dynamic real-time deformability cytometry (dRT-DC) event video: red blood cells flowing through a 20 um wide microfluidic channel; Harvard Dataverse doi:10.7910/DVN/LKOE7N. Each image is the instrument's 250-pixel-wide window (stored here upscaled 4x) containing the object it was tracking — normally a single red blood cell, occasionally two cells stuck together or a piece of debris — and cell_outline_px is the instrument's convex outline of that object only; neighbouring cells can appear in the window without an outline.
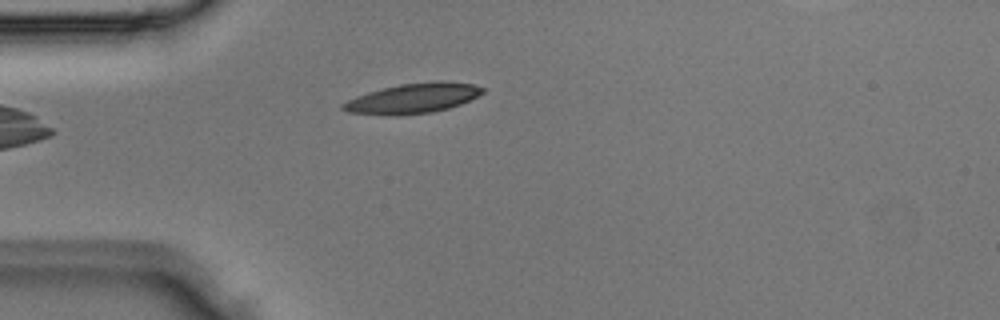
{"species": "Egyptian fruit bat (a non-hibernating species)", "species_latin": "Rousettus aegyptiacus", "temperature_condition": "room temperature", "stored_images_in_passage": 3, "camera_frame_rate_fps": 3000, "um_per_image_px": 0.085, "animal": {"sex": "male"}, "frame": {"image": 1, "passage_image": 3, "time_ms": 0.667, "image_size_px": [1000, 320], "cell_outline_px": [[484, 92], [460, 104], [448, 108], [432, 112], [400, 116], [392, 116], [348, 112], [340, 108], [340, 104], [356, 96], [368, 92], [400, 84], [472, 84], [484, 88]], "centroid_in_image_um": [34.97, 8.42], "position_along_channel_um": 50.0, "area_um2": 23.35}}